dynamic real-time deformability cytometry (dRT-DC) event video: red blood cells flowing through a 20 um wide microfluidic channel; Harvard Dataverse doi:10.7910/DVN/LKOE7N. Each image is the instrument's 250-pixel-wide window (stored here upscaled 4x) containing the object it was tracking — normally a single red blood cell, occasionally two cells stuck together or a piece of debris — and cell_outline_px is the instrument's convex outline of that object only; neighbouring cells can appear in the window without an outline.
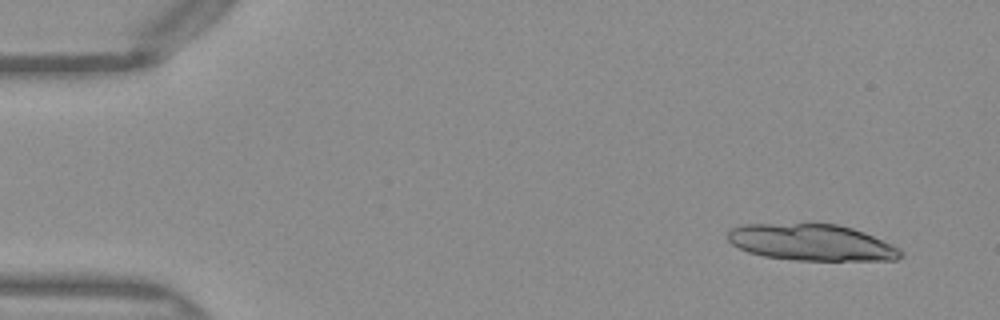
{"species": "Egyptian fruit bat (a non-hibernating species)", "species_latin": "Rousettus aegyptiacus", "temperature_condition": "warm", "stored_images_in_passage": 19, "camera_frame_rate_fps": 3000, "um_per_image_px": 0.085, "frame": {"image": 1, "passage_image": 3, "time_ms": 0.667, "image_size_px": [1000, 320], "cell_outline_px": [[904, 256], [896, 260], [796, 260], [764, 256], [748, 252], [732, 244], [728, 240], [728, 228], [740, 224], [836, 224], [852, 228], [864, 232], [892, 244], [900, 248], [904, 252]], "centroid_in_image_um": [68.99, 20.61], "position_along_channel_um": 16.0, "area_um2": 36.82}}